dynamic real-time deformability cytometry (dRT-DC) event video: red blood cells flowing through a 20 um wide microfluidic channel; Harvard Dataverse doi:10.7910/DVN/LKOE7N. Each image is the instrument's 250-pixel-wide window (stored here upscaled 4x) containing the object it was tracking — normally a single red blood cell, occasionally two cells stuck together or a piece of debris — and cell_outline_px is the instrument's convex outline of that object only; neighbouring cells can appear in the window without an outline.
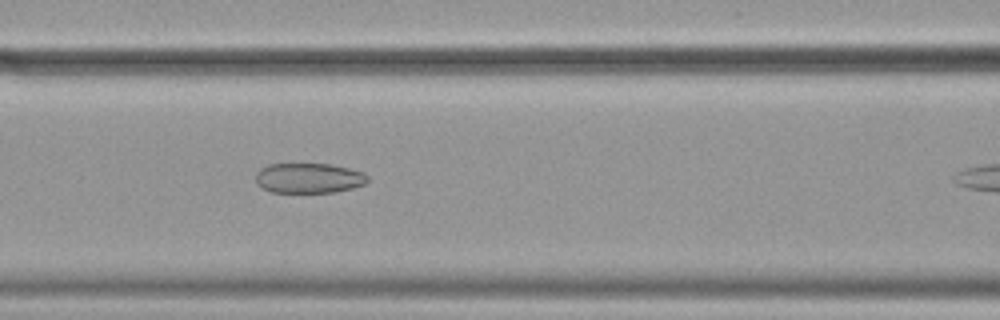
{"species": "common noctule bat (a hibernating species)", "species_latin": "Nyctalus noctula", "temperature_condition": "cold", "stored_images_in_passage": 39, "camera_frame_rate_fps": 3000, "um_per_image_px": 0.085, "animal": {"sex": "female", "body_mass_g": 19.9}, "frame": {"image": 1, "passage_image": 14, "time_ms": 4.333, "image_size_px": [1000, 320], "cell_outline_px": [[368, 180], [364, 184], [352, 188], [332, 192], [272, 192], [256, 184], [256, 172], [260, 168], [268, 164], [332, 164], [364, 172], [368, 176]], "centroid_in_image_um": [26.24, 15.13], "position_along_channel_um": 140.4, "area_um2": 19.59}}
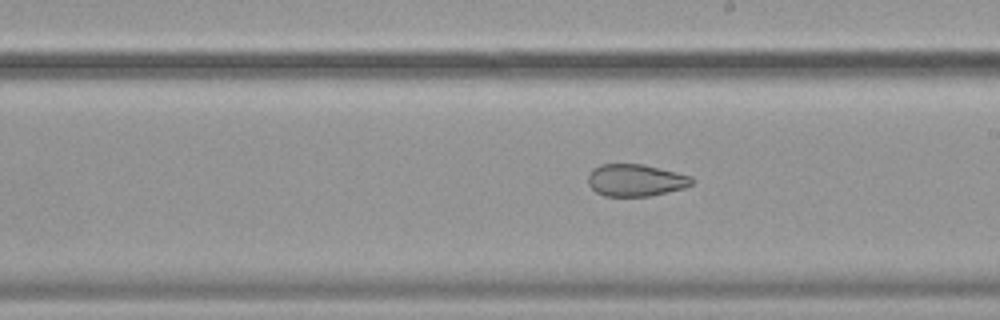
{"frame": {"image": 2, "passage_image": 22, "time_ms": 7.0, "image_size_px": [1000, 320], "cell_outline_px": [[692, 184], [684, 188], [668, 192], [648, 196], [604, 196], [596, 192], [588, 184], [588, 176], [592, 168], [600, 164], [644, 164], [692, 176]], "centroid_in_image_um": [54.01, 15.31], "position_along_channel_um": 235.0, "area_um2": 19.48}}
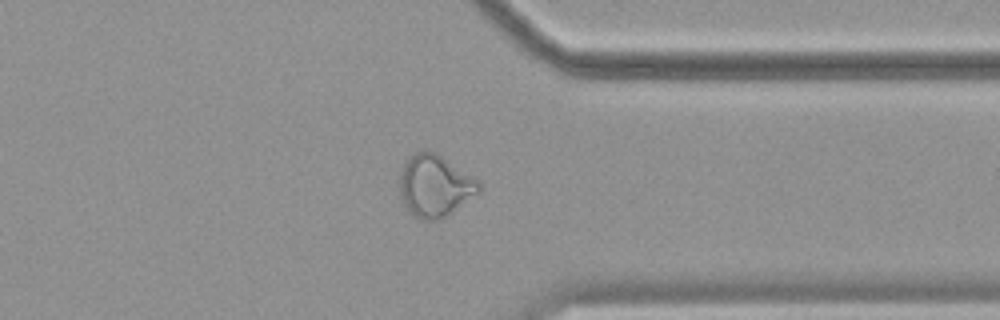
{"frame": {"image": 3, "passage_image": 34, "time_ms": 11.0, "image_size_px": [1000, 320], "cell_outline_px": [[480, 192], [448, 216], [440, 220], [424, 220], [416, 216], [404, 204], [400, 192], [400, 172], [404, 164], [416, 152], [424, 148], [436, 152], [480, 180]], "centroid_in_image_um": [37.01, 15.78], "position_along_channel_um": 374.4, "area_um2": 28.73}, "authors_computed_cell_mechanics": {"area_um2": 21.5594, "velocity_mm_per_s": 3.5655, "shape_relaxation_time_tau1_ms": null, "shape_relaxation_time_tau2_ms": 3.3039, "deformation_change_tau1": null, "deformation_change_tau2": 0.0923}}